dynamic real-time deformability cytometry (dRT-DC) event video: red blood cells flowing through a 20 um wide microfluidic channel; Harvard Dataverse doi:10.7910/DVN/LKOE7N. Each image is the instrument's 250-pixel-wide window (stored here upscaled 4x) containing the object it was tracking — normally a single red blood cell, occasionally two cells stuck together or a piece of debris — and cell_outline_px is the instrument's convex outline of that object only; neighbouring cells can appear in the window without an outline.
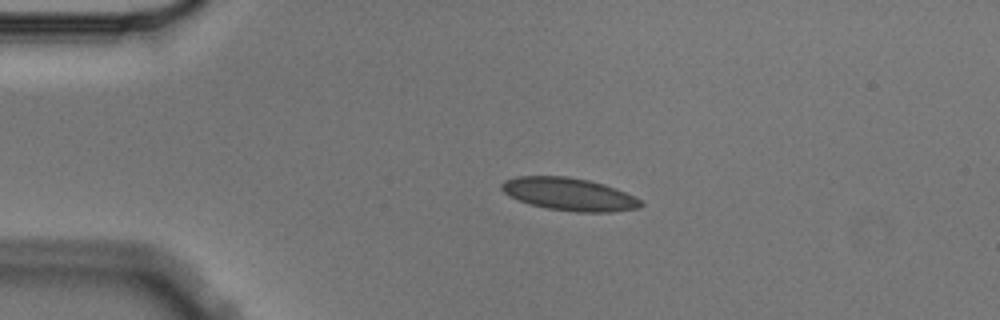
{"species": "Egyptian fruit bat (a non-hibernating species)", "species_latin": "Rousettus aegyptiacus", "temperature_condition": "cold", "stored_images_in_passage": 5, "camera_frame_rate_fps": 3000, "um_per_image_px": 0.085, "animal": {"sex": "male"}, "frame": {"image": 1, "passage_image": 3, "time_ms": 0.667, "image_size_px": [1000, 320], "cell_outline_px": [[644, 204], [640, 208], [612, 212], [576, 212], [548, 208], [528, 204], [504, 192], [500, 188], [500, 184], [504, 180], [516, 176], [568, 176], [588, 180], [604, 184], [616, 188], [640, 200]], "centroid_in_image_um": [48.37, 16.5], "position_along_channel_um": 36.6, "area_um2": 26.47}}
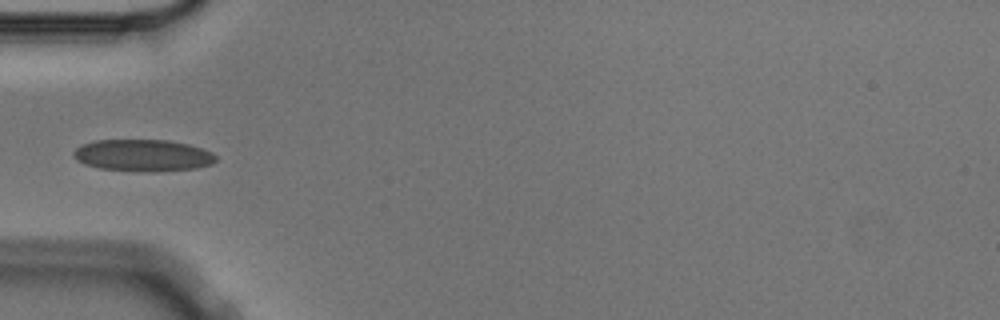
{"frame": {"image": 2, "passage_image": 4, "time_ms": 1.0, "image_size_px": [1000, 320], "cell_outline_px": [[216, 160], [212, 164], [196, 168], [156, 172], [136, 172], [100, 168], [84, 164], [76, 160], [72, 156], [72, 152], [76, 148], [84, 144], [96, 140], [168, 140], [188, 144], [212, 152], [216, 156]], "centroid_in_image_um": [12.13, 13.22], "position_along_channel_um": 72.9, "area_um2": 26.65}}
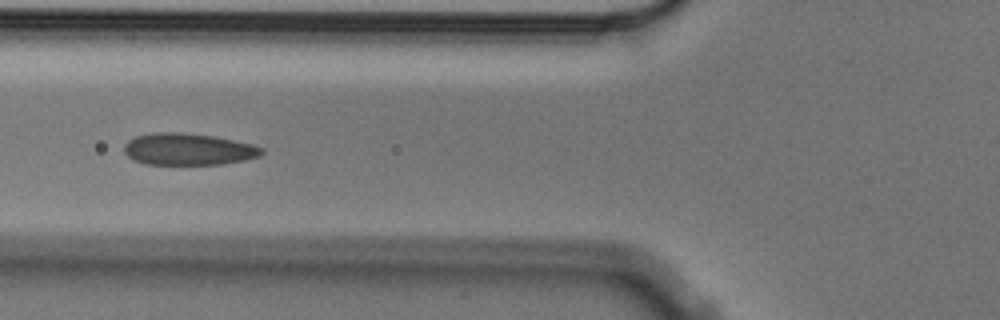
{"frame": {"image": 3, "passage_image": 5, "time_ms": 1.333, "image_size_px": [1000, 320], "cell_outline_px": [[264, 152], [260, 156], [244, 160], [224, 164], [144, 164], [132, 160], [124, 152], [124, 144], [128, 140], [136, 136], [156, 132], [180, 132], [212, 136], [252, 144], [264, 148]], "centroid_in_image_um": [15.98, 12.69], "position_along_channel_um": 109.8, "area_um2": 25.55}}